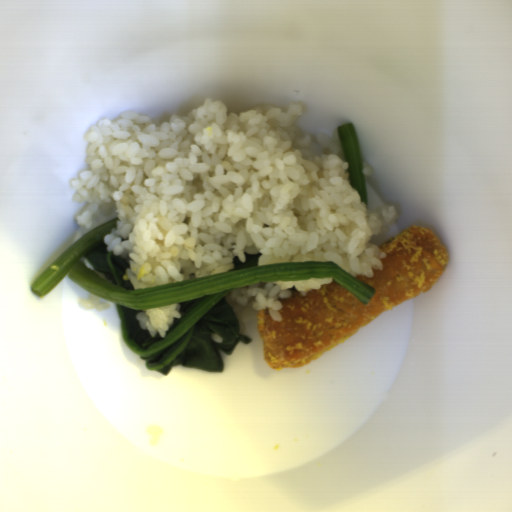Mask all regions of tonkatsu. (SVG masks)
<instances>
[{"label":"tonkatsu","mask_w":512,"mask_h":512,"mask_svg":"<svg viewBox=\"0 0 512 512\" xmlns=\"http://www.w3.org/2000/svg\"><path fill=\"white\" fill-rule=\"evenodd\" d=\"M386 254L382 268L372 276L355 279L372 287L374 294L362 303L346 288L321 286L290 298H278L281 321L268 309L257 311L261 353L268 367L289 370L308 365L400 302L428 292L448 265V250L434 231L411 225L377 243Z\"/></svg>","instance_id":"tonkatsu-1"}]
</instances>
